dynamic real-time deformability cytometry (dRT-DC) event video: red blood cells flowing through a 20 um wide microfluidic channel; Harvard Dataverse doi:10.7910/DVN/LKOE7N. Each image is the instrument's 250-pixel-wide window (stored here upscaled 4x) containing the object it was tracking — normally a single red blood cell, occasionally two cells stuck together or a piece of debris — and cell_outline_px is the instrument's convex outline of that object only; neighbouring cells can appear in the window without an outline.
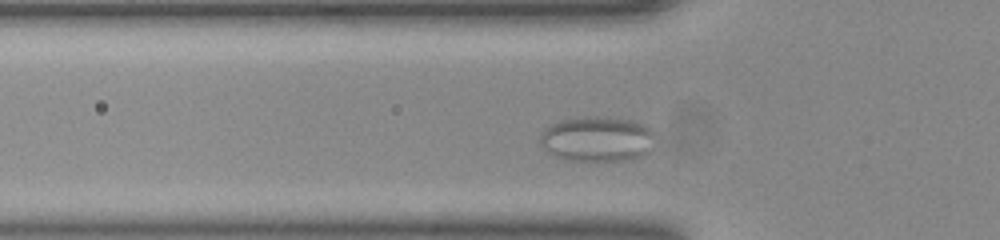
{"species": "common noctule bat (a hibernating species)", "species_latin": "Nyctalus noctula", "temperature_condition": "room temperature", "stored_images_in_passage": 45, "camera_frame_rate_fps": 3000, "um_per_image_px": 0.085, "animal": {"sex": "female", "body_mass_g": 23.0, "forearm_length_mm": 53.4}, "frame": {"image": 1, "passage_image": 8, "time_ms": 2.333, "image_size_px": [1000, 240], "cell_outline_px": [[652, 148], [644, 156], [624, 160], [568, 160], [556, 156], [548, 152], [540, 144], [540, 132], [552, 124], [560, 120], [588, 116], [596, 116], [632, 120], [644, 124], [652, 128]], "centroid_in_image_um": [50.76, 11.8], "position_along_channel_um": 75.0, "area_um2": 30.23}}
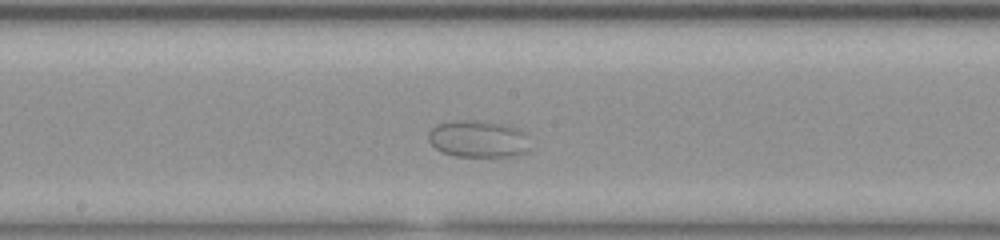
{"frame": {"image": 2, "passage_image": 19, "time_ms": 6.0, "image_size_px": [1000, 240], "cell_outline_px": [[532, 152], [516, 156], [456, 156], [440, 152], [428, 140], [428, 132], [436, 124], [452, 120], [476, 120], [504, 124], [520, 128], [528, 136], [532, 148]], "centroid_in_image_um": [40.72, 11.81], "position_along_channel_um": 207.5, "area_um2": 22.6}}
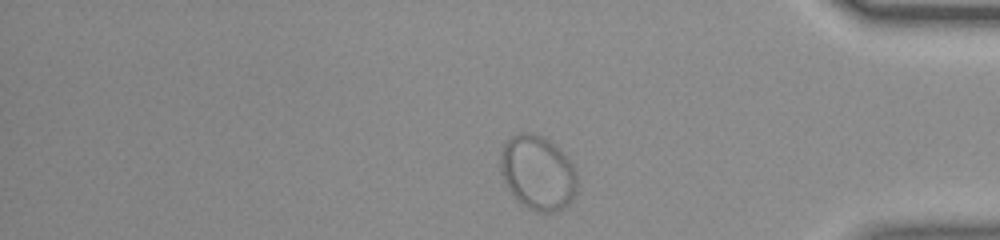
{"frame": {"image": 3, "passage_image": 36, "time_ms": 11.667, "image_size_px": [1000, 240], "cell_outline_px": [[576, 192], [568, 204], [552, 212], [536, 212], [528, 208], [508, 188], [500, 172], [500, 160], [504, 144], [512, 136], [520, 132], [536, 132], [556, 144], [572, 164], [576, 172]], "centroid_in_image_um": [45.71, 14.64], "position_along_channel_um": 389.5, "area_um2": 33.06}}